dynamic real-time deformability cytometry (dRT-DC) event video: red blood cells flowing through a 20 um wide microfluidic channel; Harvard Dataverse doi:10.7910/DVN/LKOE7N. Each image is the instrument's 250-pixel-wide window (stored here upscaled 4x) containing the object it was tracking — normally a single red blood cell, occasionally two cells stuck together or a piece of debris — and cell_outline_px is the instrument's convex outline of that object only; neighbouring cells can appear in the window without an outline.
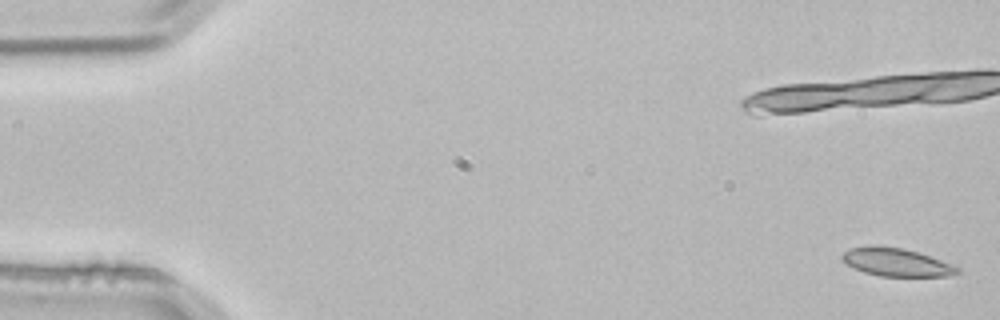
{"species": "common noctule bat (a hibernating species)", "species_latin": "Nyctalus noctula", "temperature_condition": "room temperature", "stored_images_in_passage": 3, "segment_of_instrument_passage": [2, 2], "camera_frame_rate_fps": 3000, "um_per_image_px": 0.085, "animal": {"sex": "male", "body_mass_g": 21.5, "forearm_length_mm": 52.0}, "frame": {"image": 1, "passage_image": 3, "time_ms": 0.667, "image_size_px": [1000, 320], "cell_outline_px": [[960, 272], [948, 276], [880, 276], [864, 272], [840, 260], [840, 256], [844, 252], [852, 248], [872, 244], [904, 248], [920, 252], [952, 264], [960, 268]], "centroid_in_image_um": [76.19, 22.27], "position_along_channel_um": 8.8, "area_um2": 19.02}}